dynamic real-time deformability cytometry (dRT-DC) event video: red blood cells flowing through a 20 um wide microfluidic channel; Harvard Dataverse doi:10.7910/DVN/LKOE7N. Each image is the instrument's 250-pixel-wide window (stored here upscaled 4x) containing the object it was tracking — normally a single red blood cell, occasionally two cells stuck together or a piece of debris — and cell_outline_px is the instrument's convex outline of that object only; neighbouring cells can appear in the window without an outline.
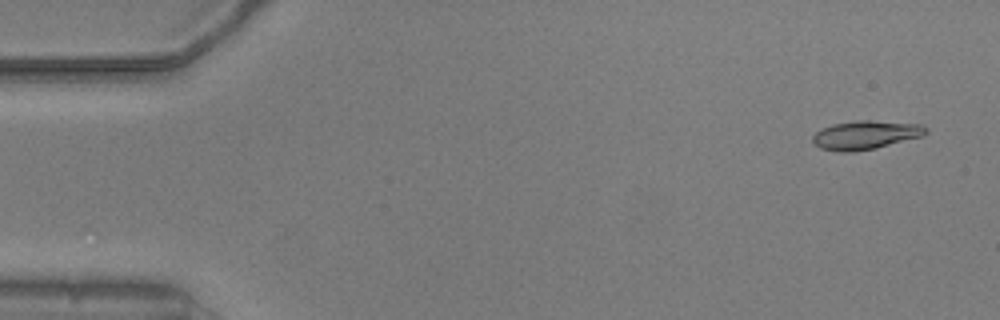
{"species": "common noctule bat (a hibernating species)", "species_latin": "Nyctalus noctula", "temperature_condition": "warm", "stored_images_in_passage": 53, "camera_frame_rate_fps": 3000, "um_per_image_px": 0.085, "animal": {"sex": "male", "body_mass_g": 20.5, "forearm_length_mm": 52.5}, "frame": {"image": 1, "passage_image": 3, "time_ms": 0.667, "image_size_px": [1000, 320], "cell_outline_px": [[928, 132], [924, 136], [876, 148], [852, 152], [836, 152], [820, 148], [812, 140], [812, 136], [816, 132], [832, 124], [856, 120], [868, 120], [924, 124], [928, 128]], "centroid_in_image_um": [73.62, 11.47], "position_along_channel_um": 11.4, "area_um2": 19.13}}
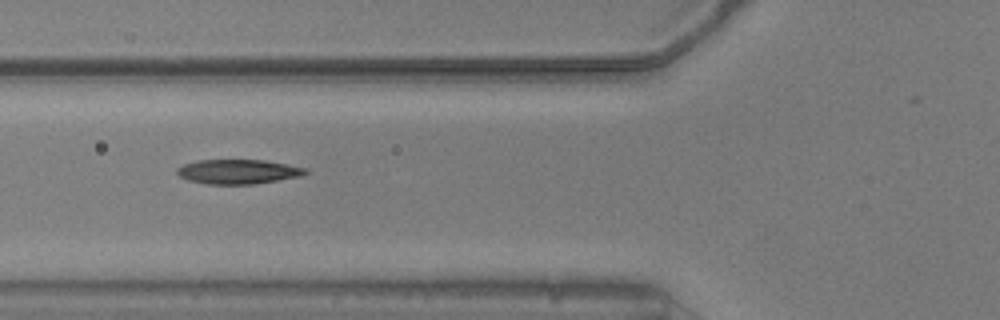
{"frame": {"image": 2, "passage_image": 20, "time_ms": 6.333, "image_size_px": [1000, 320], "cell_outline_px": [[308, 172], [300, 176], [256, 184], [208, 184], [188, 180], [180, 176], [176, 172], [176, 168], [184, 164], [196, 160], [264, 160], [288, 164], [308, 168]], "centroid_in_image_um": [20.24, 14.58], "position_along_channel_um": 105.6, "area_um2": 18.38}}
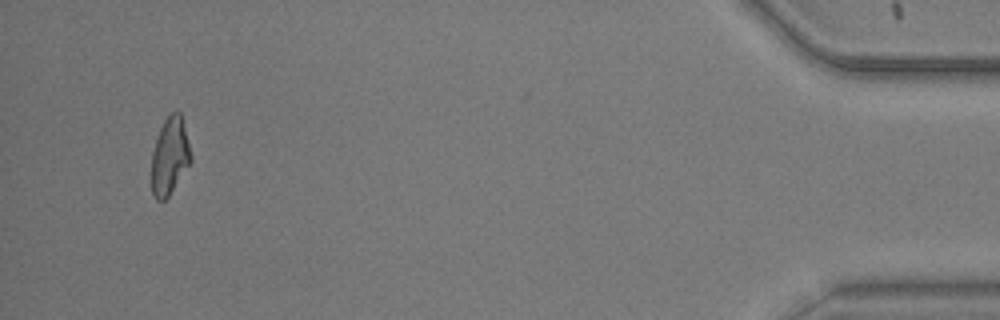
{"frame": {"image": 3, "passage_image": 51, "time_ms": 16.667, "image_size_px": [1000, 320], "cell_outline_px": [[192, 160], [168, 196], [164, 200], [156, 200], [152, 196], [152, 152], [160, 128], [164, 120], [172, 112], [180, 112], [192, 156]], "centroid_in_image_um": [14.42, 13.28], "position_along_channel_um": 420.8, "area_um2": 17.4}, "authors_computed_cell_mechanics": {"area_um2": 18.3226, "velocity_mm_per_s": 3.8089, "shape_relaxation_time_tau1_ms": 4.9338, "shape_relaxation_time_tau2_ms": 2.9294, "deformation_change_tau1": 0.1808, "deformation_change_tau2": 0.091}}